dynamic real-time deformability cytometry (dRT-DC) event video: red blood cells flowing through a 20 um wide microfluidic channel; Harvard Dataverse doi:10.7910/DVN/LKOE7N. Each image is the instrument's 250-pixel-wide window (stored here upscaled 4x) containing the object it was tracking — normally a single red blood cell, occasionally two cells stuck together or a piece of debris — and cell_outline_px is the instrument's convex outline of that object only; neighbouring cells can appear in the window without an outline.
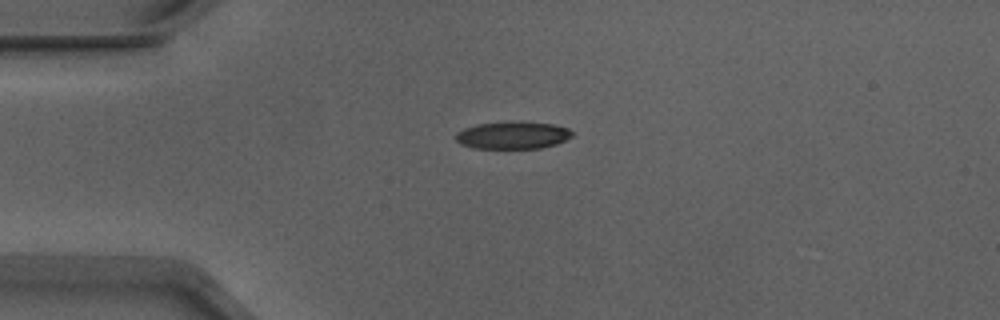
{"species": "Egyptian fruit bat (a non-hibernating species)", "species_latin": "Rousettus aegyptiacus", "temperature_condition": "warm", "stored_images_in_passage": 41, "camera_frame_rate_fps": 3000, "um_per_image_px": 0.085, "animal": {"sex": "male"}, "frame": {"image": 1, "passage_image": 1, "time_ms": 0.0, "image_size_px": [1000, 320], "cell_outline_px": [[572, 136], [556, 144], [540, 148], [472, 148], [460, 144], [456, 140], [456, 132], [464, 128], [476, 124], [552, 124], [568, 128], [572, 132]], "centroid_in_image_um": [43.54, 11.54], "position_along_channel_um": 41.5, "area_um2": 17.69}}
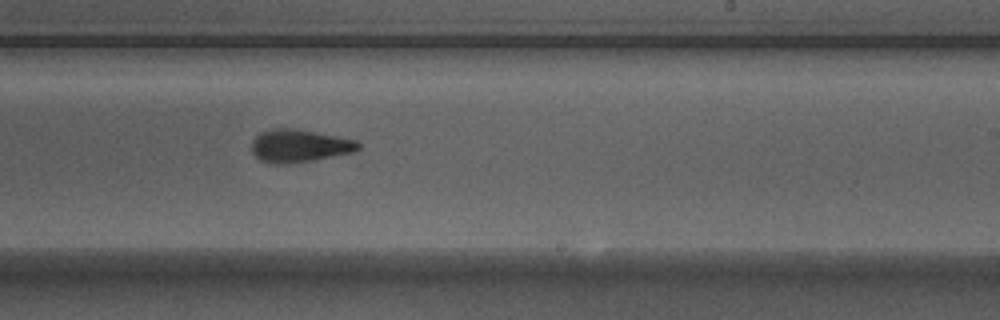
{"frame": {"image": 2, "passage_image": 20, "time_ms": 6.333, "image_size_px": [1000, 320], "cell_outline_px": [[360, 148], [356, 152], [312, 160], [288, 164], [276, 164], [260, 160], [252, 152], [252, 140], [260, 132], [272, 128], [292, 128], [336, 136], [356, 140], [360, 144]], "centroid_in_image_um": [25.44, 12.4], "position_along_channel_um": 263.6, "area_um2": 20.35}}
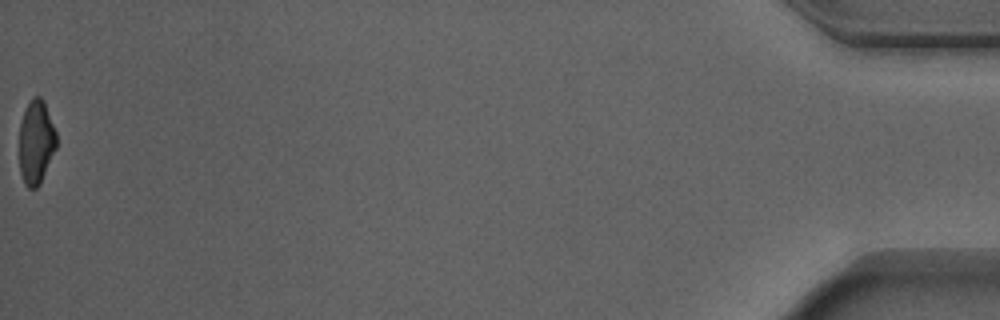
{"frame": {"image": 3, "passage_image": 41, "time_ms": 13.333, "image_size_px": [1000, 320], "cell_outline_px": [[56, 148], [40, 184], [36, 188], [28, 188], [24, 184], [20, 172], [20, 124], [24, 112], [32, 96], [40, 96], [44, 100], [56, 132]], "centroid_in_image_um": [3.07, 12.08], "position_along_channel_um": 432.1, "area_um2": 18.09}, "authors_computed_cell_mechanics": {"area_um2": 20.23, "velocity_mm_per_s": 3.9104, "shape_relaxation_time_tau1_ms": 4.3301, "shape_relaxation_time_tau2_ms": 2.2799, "deformation_change_tau1": 0.1536, "deformation_change_tau2": 0.099}}